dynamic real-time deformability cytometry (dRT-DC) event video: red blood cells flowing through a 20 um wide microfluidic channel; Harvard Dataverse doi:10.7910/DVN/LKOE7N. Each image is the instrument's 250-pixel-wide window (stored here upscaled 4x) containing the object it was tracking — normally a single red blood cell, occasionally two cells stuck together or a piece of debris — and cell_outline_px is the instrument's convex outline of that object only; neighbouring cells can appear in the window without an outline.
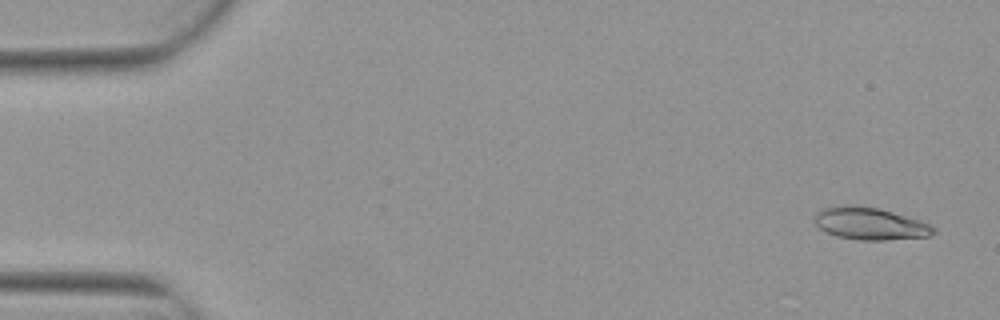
{"species": "Egyptian fruit bat (a non-hibernating species)", "species_latin": "Rousettus aegyptiacus", "temperature_condition": "warm", "stored_images_in_passage": 4, "camera_frame_rate_fps": 3000, "um_per_image_px": 0.085, "animal": {"sex": "female"}, "frame": {"image": 1, "passage_image": 1, "time_ms": 0.0, "image_size_px": [1000, 320], "cell_outline_px": [[936, 232], [928, 236], [884, 240], [860, 240], [836, 236], [820, 228], [812, 220], [816, 212], [824, 208], [844, 204], [856, 204], [880, 208], [928, 224], [936, 228]], "centroid_in_image_um": [73.89, 18.99], "position_along_channel_um": 11.1, "area_um2": 22.31}}
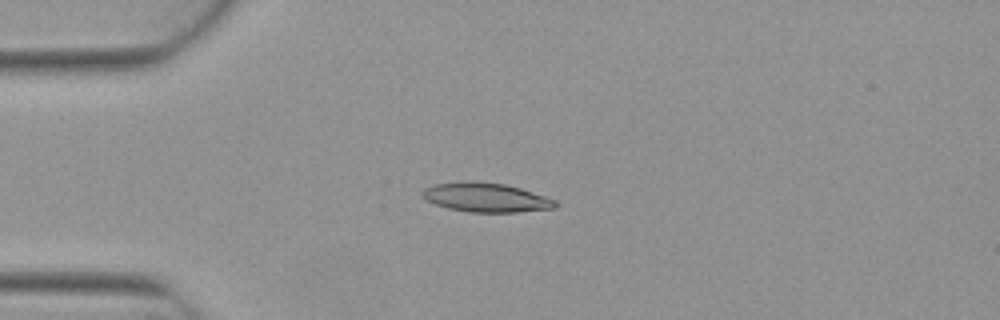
{"frame": {"image": 2, "passage_image": 4, "time_ms": 1.0, "image_size_px": [1000, 320], "cell_outline_px": [[560, 204], [556, 208], [516, 212], [468, 212], [448, 208], [436, 204], [428, 200], [420, 192], [424, 188], [432, 184], [460, 180], [464, 180], [504, 184], [520, 188], [556, 200]], "centroid_in_image_um": [41.3, 16.77], "position_along_channel_um": 43.7, "area_um2": 22.72}}